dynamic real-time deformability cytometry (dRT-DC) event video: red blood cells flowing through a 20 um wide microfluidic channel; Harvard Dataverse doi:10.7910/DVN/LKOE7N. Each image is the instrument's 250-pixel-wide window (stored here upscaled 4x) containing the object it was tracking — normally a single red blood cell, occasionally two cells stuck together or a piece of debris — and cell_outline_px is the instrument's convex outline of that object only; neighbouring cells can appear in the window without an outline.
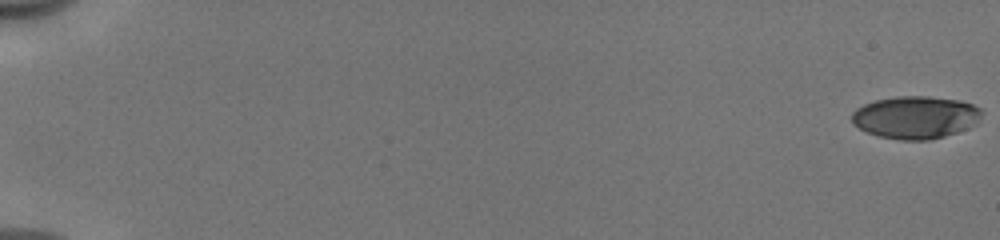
{"species": "human", "species_latin": "Homo sapiens", "temperature_condition": "cold", "stored_images_in_passage": 54, "camera_frame_rate_fps": 3000, "um_per_image_px": 0.085, "donor": {"sex": "male"}, "frame": {"image": 1, "passage_image": 1, "time_ms": 0.0, "image_size_px": [1000, 240], "cell_outline_px": [[984, 112], [976, 124], [968, 128], [944, 136], [928, 140], [900, 140], [880, 136], [868, 132], [852, 124], [852, 112], [856, 108], [864, 104], [876, 100], [896, 96], [928, 96], [960, 100], [972, 104], [980, 108]], "centroid_in_image_um": [77.84, 9.96], "position_along_channel_um": 7.2, "area_um2": 32.31}}
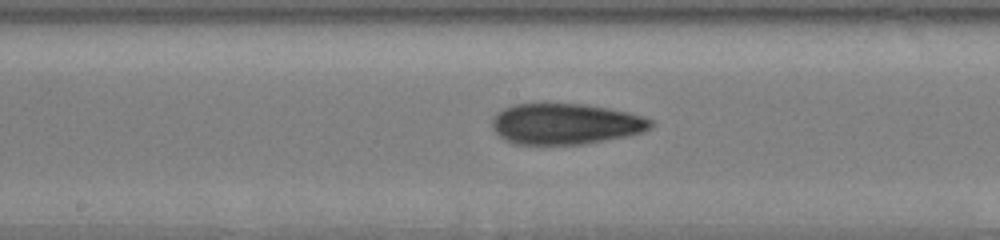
{"frame": {"image": 2, "passage_image": 31, "time_ms": 10.0, "image_size_px": [1000, 240], "cell_outline_px": [[652, 128], [644, 132], [628, 136], [584, 144], [512, 144], [504, 140], [492, 128], [492, 116], [496, 112], [512, 104], [544, 100], [584, 104], [608, 108], [628, 112], [644, 116], [652, 120]], "centroid_in_image_um": [48.02, 10.48], "position_along_channel_um": 200.2, "area_um2": 39.13}}
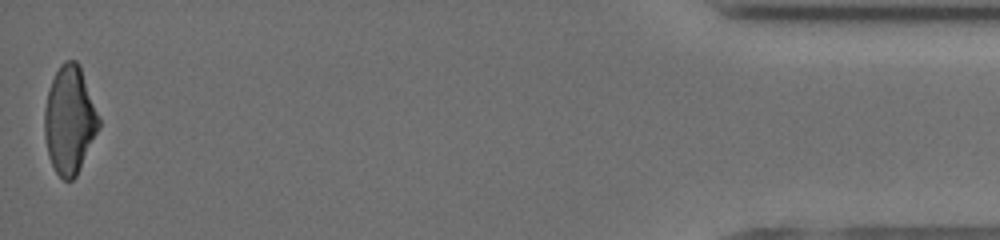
{"frame": {"image": 3, "passage_image": 54, "time_ms": 17.667, "image_size_px": [1000, 240], "cell_outline_px": [[100, 128], [76, 176], [72, 180], [64, 180], [56, 172], [48, 156], [44, 136], [44, 108], [48, 92], [52, 80], [60, 64], [64, 60], [76, 60], [80, 64], [100, 116]], "centroid_in_image_um": [5.93, 10.18], "position_along_channel_um": 429.3, "area_um2": 34.45}, "authors_computed_cell_mechanics": {"area_um2": 35.6337, "velocity_mm_per_s": 3.9925, "shape_relaxation_time_tau1_ms": 4.0651, "shape_relaxation_time_tau2_ms": 2.8769, "deformation_change_tau1": 0.1833, "deformation_change_tau2": 0.1091}}